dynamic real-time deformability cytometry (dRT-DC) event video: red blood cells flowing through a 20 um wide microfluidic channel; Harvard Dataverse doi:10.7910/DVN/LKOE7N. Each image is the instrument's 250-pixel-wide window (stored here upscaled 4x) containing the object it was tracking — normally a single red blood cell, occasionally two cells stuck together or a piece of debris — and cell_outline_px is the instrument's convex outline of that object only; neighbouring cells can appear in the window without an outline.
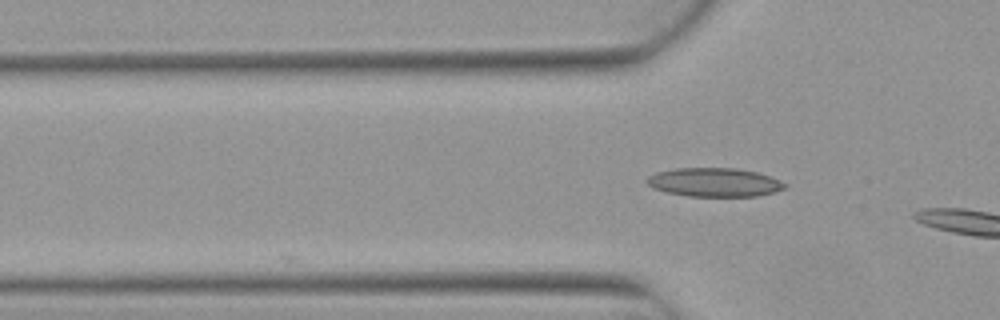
{"species": "Egyptian fruit bat (a non-hibernating species)", "species_latin": "Rousettus aegyptiacus", "temperature_condition": "warm", "stored_images_in_passage": 2, "camera_frame_rate_fps": 3000, "um_per_image_px": 0.085, "animal": {"sex": "female"}, "frame": {"image": 1, "passage_image": 2, "time_ms": 0.333, "image_size_px": [1000, 320], "cell_outline_px": [[788, 188], [776, 192], [760, 196], [688, 196], [668, 192], [652, 188], [644, 180], [648, 176], [656, 172], [676, 168], [736, 168], [756, 172], [780, 180], [788, 184]], "centroid_in_image_um": [60.75, 15.5], "position_along_channel_um": 65.0, "area_um2": 23.29}}